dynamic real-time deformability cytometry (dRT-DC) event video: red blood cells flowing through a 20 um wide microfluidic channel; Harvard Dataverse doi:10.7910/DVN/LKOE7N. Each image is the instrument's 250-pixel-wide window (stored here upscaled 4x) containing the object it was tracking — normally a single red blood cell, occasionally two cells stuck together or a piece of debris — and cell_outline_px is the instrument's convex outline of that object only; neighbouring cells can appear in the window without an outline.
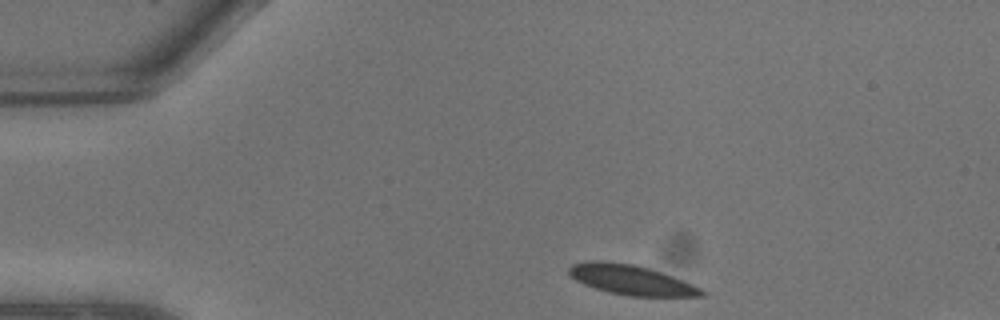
{"species": "common noctule bat (a hibernating species)", "species_latin": "Nyctalus noctula", "temperature_condition": "warm", "stored_images_in_passage": 5, "camera_frame_rate_fps": 3000, "um_per_image_px": 0.085, "animal": {"sex": "male", "body_mass_g": 13.3}, "frame": {"image": 1, "passage_image": 1, "time_ms": 0.0, "image_size_px": [1000, 320], "cell_outline_px": [[708, 292], [704, 296], [628, 296], [608, 292], [584, 284], [576, 280], [568, 272], [568, 268], [572, 264], [588, 260], [604, 260], [632, 264], [648, 268], [672, 276], [692, 284]], "centroid_in_image_um": [53.63, 23.78], "position_along_channel_um": 31.4, "area_um2": 23.0}}
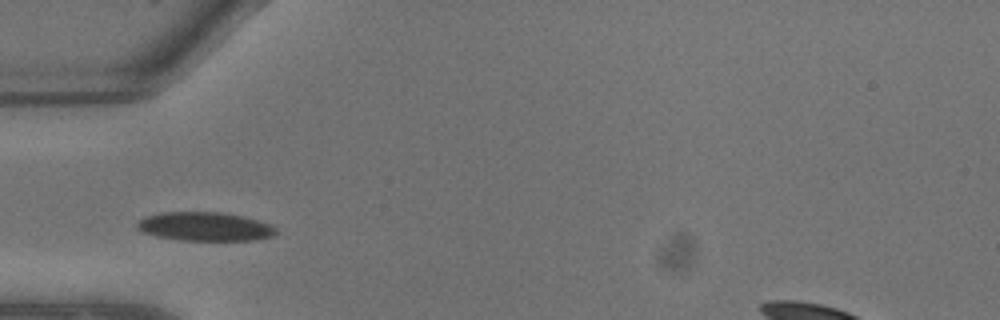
{"frame": {"image": 2, "passage_image": 4, "time_ms": 1.0, "image_size_px": [1000, 320], "cell_outline_px": [[280, 232], [272, 236], [256, 240], [176, 240], [156, 236], [144, 232], [136, 228], [136, 224], [144, 216], [160, 212], [220, 212], [244, 216], [268, 224], [276, 228]], "centroid_in_image_um": [17.4, 19.25], "position_along_channel_um": 67.6, "area_um2": 23.41}}